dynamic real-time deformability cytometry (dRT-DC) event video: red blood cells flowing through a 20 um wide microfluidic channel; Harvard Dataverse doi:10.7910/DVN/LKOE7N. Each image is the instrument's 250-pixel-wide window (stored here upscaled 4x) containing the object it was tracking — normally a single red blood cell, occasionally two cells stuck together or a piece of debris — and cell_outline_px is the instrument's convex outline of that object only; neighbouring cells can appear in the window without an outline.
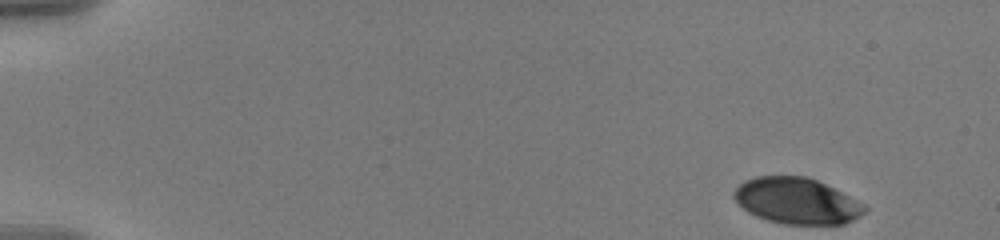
{"species": "human", "species_latin": "Homo sapiens", "temperature_condition": "warm", "stored_images_in_passage": 54, "camera_frame_rate_fps": 3000, "um_per_image_px": 0.085, "donor": {"sex": "male"}, "frame": {"image": 1, "passage_image": 1, "time_ms": 0.0, "image_size_px": [1000, 240], "cell_outline_px": [[868, 208], [860, 216], [844, 224], [784, 224], [768, 220], [756, 216], [748, 212], [732, 196], [732, 192], [744, 180], [756, 176], [808, 176], [864, 204]], "centroid_in_image_um": [67.7, 17.07], "position_along_channel_um": 17.3, "area_um2": 34.8}}
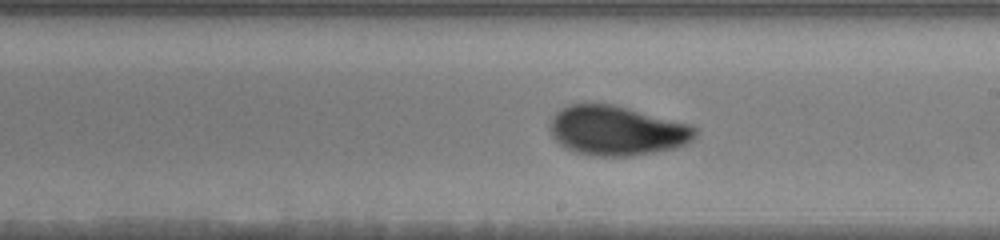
{"frame": {"image": 2, "passage_image": 31, "time_ms": 10.0, "image_size_px": [1000, 240], "cell_outline_px": [[696, 136], [692, 140], [684, 144], [672, 148], [652, 152], [628, 156], [596, 156], [576, 152], [564, 148], [552, 136], [548, 124], [552, 116], [560, 108], [568, 104], [588, 100], [616, 104], [692, 124], [696, 128]], "centroid_in_image_um": [52.37, 11.04], "position_along_channel_um": 236.6, "area_um2": 42.95}}
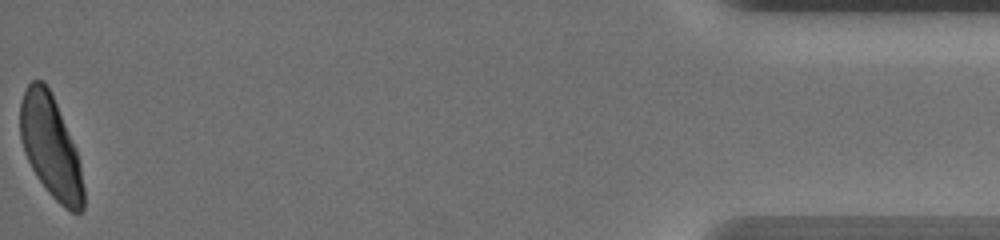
{"frame": {"image": 3, "passage_image": 54, "time_ms": 17.667, "image_size_px": [1000, 240], "cell_outline_px": [[84, 208], [80, 212], [72, 212], [64, 208], [48, 192], [36, 176], [24, 152], [20, 136], [20, 104], [24, 92], [28, 84], [32, 80], [44, 80], [56, 104], [76, 148], [80, 164], [84, 188]], "centroid_in_image_um": [4.31, 12.5], "position_along_channel_um": 430.9, "area_um2": 37.45}, "authors_computed_cell_mechanics": {"area_um2": 39.4196, "velocity_mm_per_s": 3.5697, "shape_relaxation_time_tau1_ms": 4.0268, "shape_relaxation_time_tau2_ms": 1.1846, "deformation_change_tau1": 0.145, "deformation_change_tau2": 0.054}}